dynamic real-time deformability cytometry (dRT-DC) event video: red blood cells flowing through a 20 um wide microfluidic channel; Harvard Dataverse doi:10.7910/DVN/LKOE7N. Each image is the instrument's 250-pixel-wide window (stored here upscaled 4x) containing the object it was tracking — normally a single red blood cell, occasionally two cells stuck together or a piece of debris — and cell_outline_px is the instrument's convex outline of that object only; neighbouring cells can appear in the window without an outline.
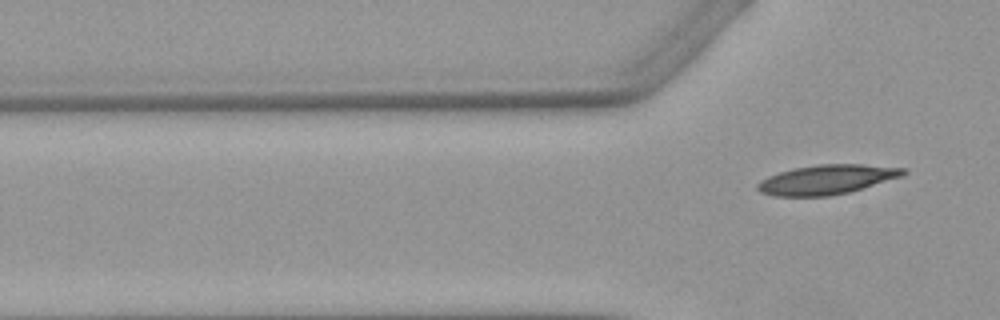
{"species": "Egyptian fruit bat (a non-hibernating species)", "species_latin": "Rousettus aegyptiacus", "temperature_condition": "warm", "stored_images_in_passage": 7, "segment_of_instrument_passage": [2, 2], "camera_frame_rate_fps": 3000, "um_per_image_px": 0.085, "animal": {"sex": "female"}, "frame": {"image": 1, "passage_image": 7, "time_ms": 7.0, "image_size_px": [1000, 320], "cell_outline_px": [[908, 172], [904, 176], [852, 192], [828, 196], [772, 196], [760, 192], [756, 188], [756, 184], [760, 180], [768, 176], [780, 172], [796, 168], [816, 164], [864, 164], [908, 168]], "centroid_in_image_um": [70.34, 15.26], "position_along_channel_um": 55.5, "area_um2": 25.49}}